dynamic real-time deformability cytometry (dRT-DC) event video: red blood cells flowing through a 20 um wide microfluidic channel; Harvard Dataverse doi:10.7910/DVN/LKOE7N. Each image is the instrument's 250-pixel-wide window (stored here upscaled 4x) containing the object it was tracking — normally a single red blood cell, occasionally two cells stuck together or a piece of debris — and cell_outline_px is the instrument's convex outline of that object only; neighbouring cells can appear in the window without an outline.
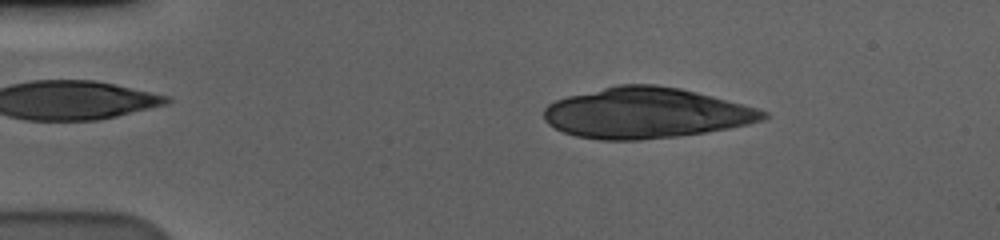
{"species": "human", "species_latin": "Homo sapiens", "temperature_condition": "cold", "stored_images_in_passage": 27, "camera_frame_rate_fps": 3000, "um_per_image_px": 0.085, "donor": {"sex": "male"}, "frame": {"image": 1, "passage_image": 9, "time_ms": 2.667, "image_size_px": [1000, 240], "cell_outline_px": [[768, 116], [764, 120], [748, 124], [728, 128], [704, 132], [676, 136], [640, 140], [600, 140], [576, 136], [564, 132], [548, 124], [544, 120], [544, 108], [548, 104], [556, 100], [568, 96], [616, 84], [656, 84], [680, 88], [712, 96], [756, 108], [768, 112]], "centroid_in_image_um": [54.87, 9.6], "position_along_channel_um": 30.1, "area_um2": 64.5}}